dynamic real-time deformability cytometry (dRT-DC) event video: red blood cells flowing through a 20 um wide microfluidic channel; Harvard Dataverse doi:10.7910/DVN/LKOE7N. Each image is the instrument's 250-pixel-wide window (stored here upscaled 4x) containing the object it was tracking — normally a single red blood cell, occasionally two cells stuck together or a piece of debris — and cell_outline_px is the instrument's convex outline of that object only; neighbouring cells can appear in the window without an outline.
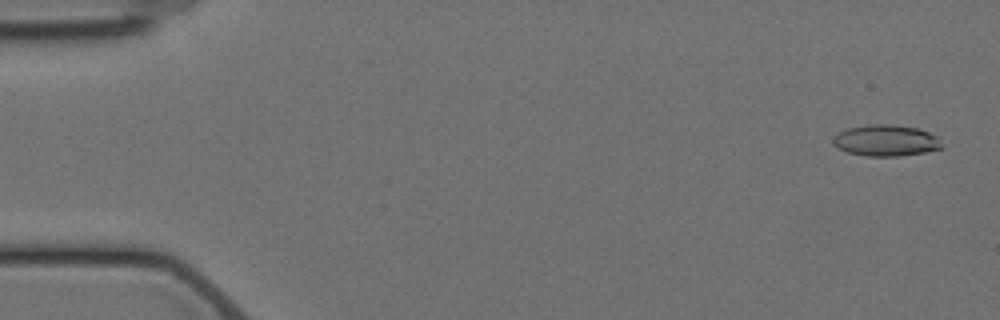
{"species": "Egyptian fruit bat (a non-hibernating species)", "species_latin": "Rousettus aegyptiacus", "temperature_condition": "cold", "stored_images_in_passage": 3, "camera_frame_rate_fps": 3000, "um_per_image_px": 0.085, "animal": {"sex": "female"}, "frame": {"image": 1, "passage_image": 1, "time_ms": 0.0, "image_size_px": [1000, 320], "cell_outline_px": [[944, 148], [924, 152], [900, 156], [868, 156], [848, 152], [832, 144], [832, 140], [840, 132], [848, 128], [868, 124], [892, 124], [916, 128], [928, 132], [936, 136]], "centroid_in_image_um": [75.31, 11.94], "position_along_channel_um": 9.7, "area_um2": 19.65}}